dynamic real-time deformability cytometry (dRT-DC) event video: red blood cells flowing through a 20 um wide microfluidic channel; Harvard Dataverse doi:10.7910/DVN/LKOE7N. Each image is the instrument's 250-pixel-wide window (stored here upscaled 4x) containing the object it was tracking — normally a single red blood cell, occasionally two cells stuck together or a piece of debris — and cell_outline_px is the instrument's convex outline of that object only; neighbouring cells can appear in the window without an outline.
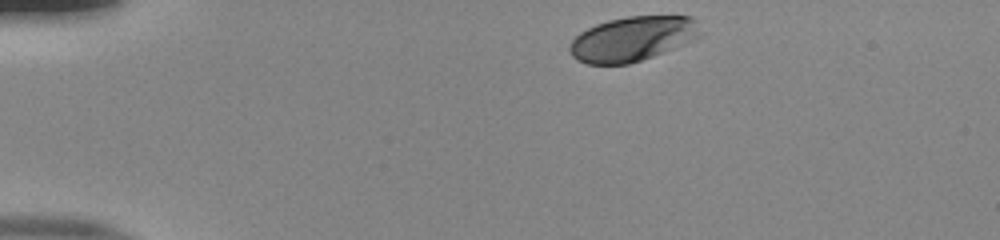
{"species": "human", "species_latin": "Homo sapiens", "temperature_condition": "room temperature", "stored_images_in_passage": 36, "camera_frame_rate_fps": 3000, "um_per_image_px": 0.085, "donor": {"sex": "male"}, "frame": {"image": 1, "passage_image": 1, "time_ms": 0.0, "image_size_px": [1000, 240], "cell_outline_px": [[704, 32], [700, 36], [684, 44], [652, 56], [628, 64], [588, 64], [576, 60], [572, 56], [568, 48], [572, 40], [580, 32], [596, 24], [608, 20], [628, 16], [692, 16], [696, 20]], "centroid_in_image_um": [53.78, 3.29], "position_along_channel_um": 31.2, "area_um2": 34.1}}
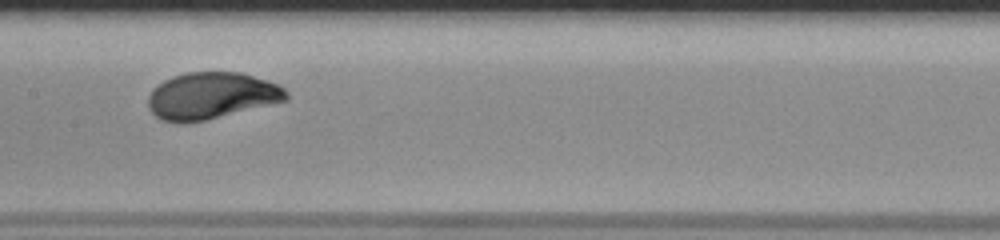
{"frame": {"image": 2, "passage_image": 19, "time_ms": 6.0, "image_size_px": [1000, 240], "cell_outline_px": [[288, 100], [204, 120], [160, 120], [148, 108], [148, 96], [152, 88], [164, 80], [172, 76], [188, 72], [240, 72], [276, 84], [284, 88], [288, 92]], "centroid_in_image_um": [17.96, 8.1], "position_along_channel_um": 189.4, "area_um2": 36.88}}
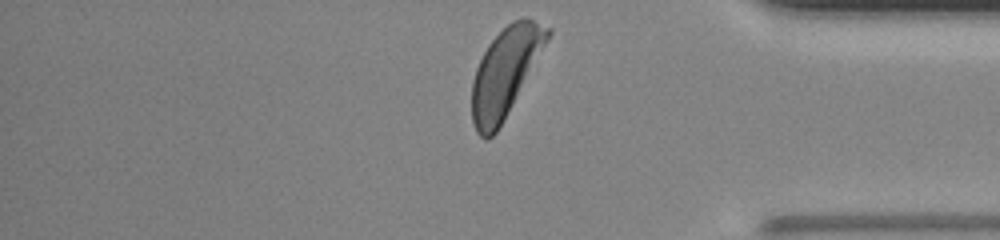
{"frame": {"image": 3, "passage_image": 36, "time_ms": 11.667, "image_size_px": [1000, 240], "cell_outline_px": [[552, 32], [548, 40], [496, 132], [492, 136], [484, 140], [476, 132], [472, 120], [472, 80], [476, 68], [488, 44], [512, 20], [532, 20], [552, 28]], "centroid_in_image_um": [42.92, 6.15], "position_along_channel_um": 392.3, "area_um2": 37.8}, "authors_computed_cell_mechanics": {"area_um2": 36.992, "velocity_mm_per_s": 3.8523, "shape_relaxation_time_tau1_ms": 3.6373, "shape_relaxation_time_tau2_ms": null, "deformation_change_tau1": 0.1815, "deformation_change_tau2": null}}